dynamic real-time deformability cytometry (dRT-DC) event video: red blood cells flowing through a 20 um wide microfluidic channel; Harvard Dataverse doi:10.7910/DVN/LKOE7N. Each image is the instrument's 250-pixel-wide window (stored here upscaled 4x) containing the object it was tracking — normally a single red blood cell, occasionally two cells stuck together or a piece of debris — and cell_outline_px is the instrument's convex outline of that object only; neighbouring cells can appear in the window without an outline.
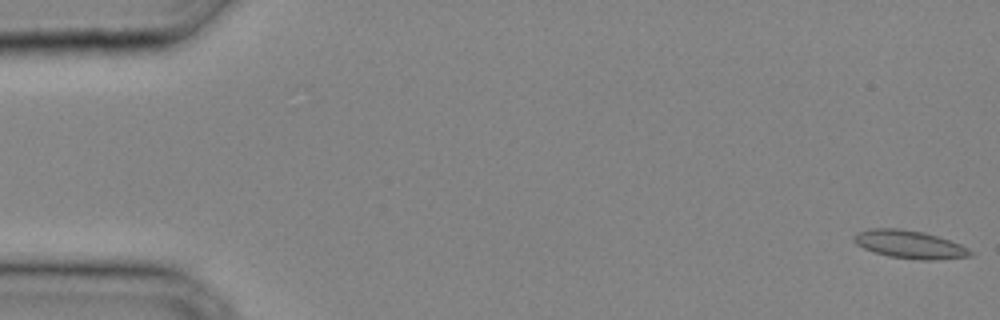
{"species": "common noctule bat (a hibernating species)", "species_latin": "Nyctalus noctula", "temperature_condition": "cold", "stored_images_in_passage": 33, "camera_frame_rate_fps": 3000, "um_per_image_px": 0.085, "animal": {"sex": "male", "body_mass_g": 20.4}, "frame": {"image": 1, "passage_image": 1, "time_ms": 0.0, "image_size_px": [1000, 320], "cell_outline_px": [[972, 256], [932, 260], [920, 260], [888, 256], [864, 248], [856, 244], [852, 240], [852, 236], [856, 232], [868, 228], [900, 228], [924, 232], [960, 244], [968, 248], [972, 252]], "centroid_in_image_um": [77.27, 20.76], "position_along_channel_um": 7.7, "area_um2": 19.02}}
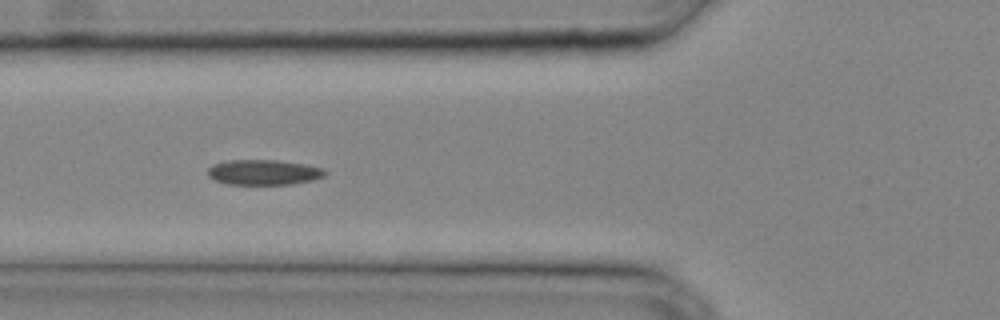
{"frame": {"image": 2, "passage_image": 13, "time_ms": 4.0, "image_size_px": [1000, 320], "cell_outline_px": [[328, 172], [324, 176], [312, 180], [292, 184], [228, 184], [216, 180], [208, 176], [208, 168], [212, 164], [228, 160], [276, 160], [304, 164], [324, 168]], "centroid_in_image_um": [22.42, 14.64], "position_along_channel_um": 103.4, "area_um2": 17.22}}
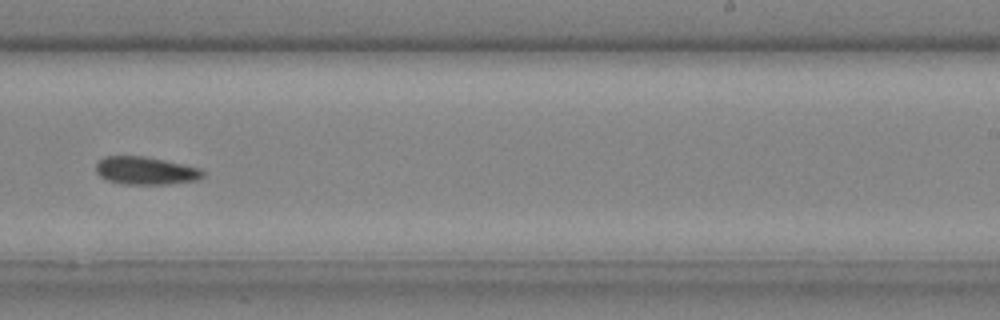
{"frame": {"image": 3, "passage_image": 22, "time_ms": 7.0, "image_size_px": [1000, 320], "cell_outline_px": [[204, 176], [200, 180], [164, 184], [124, 184], [108, 180], [100, 176], [96, 172], [96, 164], [104, 156], [144, 156], [164, 160], [200, 168], [204, 172]], "centroid_in_image_um": [12.39, 14.51], "position_along_channel_um": 276.6, "area_um2": 17.28}}